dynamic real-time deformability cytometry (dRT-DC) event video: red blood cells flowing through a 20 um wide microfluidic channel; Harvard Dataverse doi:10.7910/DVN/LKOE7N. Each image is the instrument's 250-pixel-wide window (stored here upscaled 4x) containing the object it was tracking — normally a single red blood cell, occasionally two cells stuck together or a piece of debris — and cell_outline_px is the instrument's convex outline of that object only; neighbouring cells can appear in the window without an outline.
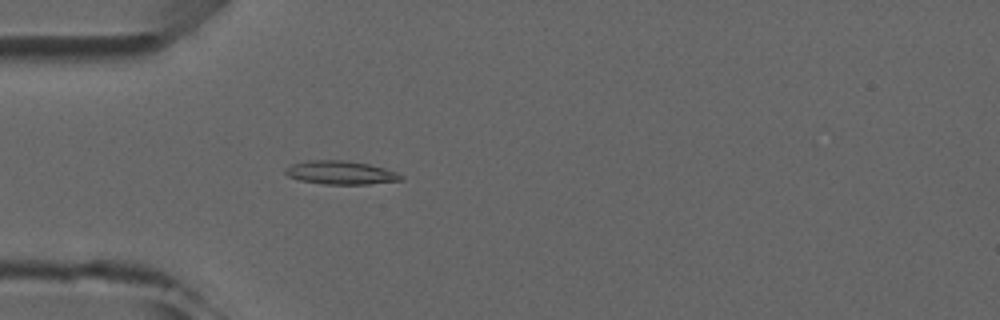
{"species": "common noctule bat (a hibernating species)", "species_latin": "Nyctalus noctula", "temperature_condition": "room temperature", "stored_images_in_passage": 4, "camera_frame_rate_fps": 3000, "um_per_image_px": 0.085, "animal": {"sex": "male", "forearm_length_mm": 52.5}, "frame": {"image": 1, "passage_image": 4, "time_ms": 4.333, "image_size_px": [1000, 320], "cell_outline_px": [[404, 180], [368, 184], [324, 184], [300, 180], [288, 176], [284, 172], [284, 168], [292, 164], [308, 160], [344, 160], [368, 164], [384, 168], [396, 172], [404, 176]], "centroid_in_image_um": [28.96, 14.67], "position_along_channel_um": 56.0, "area_um2": 15.84}}